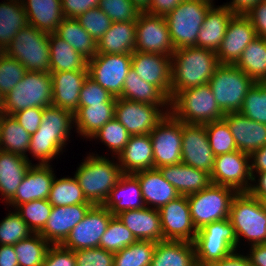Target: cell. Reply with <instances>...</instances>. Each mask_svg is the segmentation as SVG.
Returning a JSON list of instances; mask_svg holds the SVG:
<instances>
[{"mask_svg":"<svg viewBox=\"0 0 266 266\" xmlns=\"http://www.w3.org/2000/svg\"><path fill=\"white\" fill-rule=\"evenodd\" d=\"M73 128L72 112L53 105L45 107L42 122L37 131L31 135L26 159L34 164L28 157L31 155L35 161H38L35 164L51 165L56 157L58 159L59 155L66 152L64 149L71 141L69 139Z\"/></svg>","mask_w":266,"mask_h":266,"instance_id":"cell-1","label":"cell"},{"mask_svg":"<svg viewBox=\"0 0 266 266\" xmlns=\"http://www.w3.org/2000/svg\"><path fill=\"white\" fill-rule=\"evenodd\" d=\"M219 65L212 50L195 46L176 49L171 56V99L179 91L208 83Z\"/></svg>","mask_w":266,"mask_h":266,"instance_id":"cell-2","label":"cell"},{"mask_svg":"<svg viewBox=\"0 0 266 266\" xmlns=\"http://www.w3.org/2000/svg\"><path fill=\"white\" fill-rule=\"evenodd\" d=\"M81 161L73 175L78 180L87 201L93 205H103L110 191L124 174L117 157L110 158L97 152H89Z\"/></svg>","mask_w":266,"mask_h":266,"instance_id":"cell-3","label":"cell"},{"mask_svg":"<svg viewBox=\"0 0 266 266\" xmlns=\"http://www.w3.org/2000/svg\"><path fill=\"white\" fill-rule=\"evenodd\" d=\"M228 219L237 238V250L242 249V240L248 243L246 247L266 243V210L249 192L233 197Z\"/></svg>","mask_w":266,"mask_h":266,"instance_id":"cell-4","label":"cell"},{"mask_svg":"<svg viewBox=\"0 0 266 266\" xmlns=\"http://www.w3.org/2000/svg\"><path fill=\"white\" fill-rule=\"evenodd\" d=\"M170 113L183 123L202 125L225 116L208 83L179 91L170 100Z\"/></svg>","mask_w":266,"mask_h":266,"instance_id":"cell-5","label":"cell"},{"mask_svg":"<svg viewBox=\"0 0 266 266\" xmlns=\"http://www.w3.org/2000/svg\"><path fill=\"white\" fill-rule=\"evenodd\" d=\"M193 243L197 266H209L237 251V238L228 218L197 230Z\"/></svg>","mask_w":266,"mask_h":266,"instance_id":"cell-6","label":"cell"},{"mask_svg":"<svg viewBox=\"0 0 266 266\" xmlns=\"http://www.w3.org/2000/svg\"><path fill=\"white\" fill-rule=\"evenodd\" d=\"M255 81L235 65L220 64L208 82L216 103L224 113L239 112Z\"/></svg>","mask_w":266,"mask_h":266,"instance_id":"cell-7","label":"cell"},{"mask_svg":"<svg viewBox=\"0 0 266 266\" xmlns=\"http://www.w3.org/2000/svg\"><path fill=\"white\" fill-rule=\"evenodd\" d=\"M52 77L48 72L27 71L4 96V112L12 115L30 107L45 108L52 105Z\"/></svg>","mask_w":266,"mask_h":266,"instance_id":"cell-8","label":"cell"},{"mask_svg":"<svg viewBox=\"0 0 266 266\" xmlns=\"http://www.w3.org/2000/svg\"><path fill=\"white\" fill-rule=\"evenodd\" d=\"M49 33L31 25L21 29L4 52L31 72L50 73Z\"/></svg>","mask_w":266,"mask_h":266,"instance_id":"cell-9","label":"cell"},{"mask_svg":"<svg viewBox=\"0 0 266 266\" xmlns=\"http://www.w3.org/2000/svg\"><path fill=\"white\" fill-rule=\"evenodd\" d=\"M211 6L201 0H183L165 16L175 50L196 47L199 30Z\"/></svg>","mask_w":266,"mask_h":266,"instance_id":"cell-10","label":"cell"},{"mask_svg":"<svg viewBox=\"0 0 266 266\" xmlns=\"http://www.w3.org/2000/svg\"><path fill=\"white\" fill-rule=\"evenodd\" d=\"M236 194L232 188L211 183L202 191L188 195L191 220L196 230L228 218L231 202Z\"/></svg>","mask_w":266,"mask_h":266,"instance_id":"cell-11","label":"cell"},{"mask_svg":"<svg viewBox=\"0 0 266 266\" xmlns=\"http://www.w3.org/2000/svg\"><path fill=\"white\" fill-rule=\"evenodd\" d=\"M149 134L155 169L182 163V122L180 120L168 113Z\"/></svg>","mask_w":266,"mask_h":266,"instance_id":"cell-12","label":"cell"},{"mask_svg":"<svg viewBox=\"0 0 266 266\" xmlns=\"http://www.w3.org/2000/svg\"><path fill=\"white\" fill-rule=\"evenodd\" d=\"M168 113L170 106H155L116 98L115 118L130 135L149 134Z\"/></svg>","mask_w":266,"mask_h":266,"instance_id":"cell-13","label":"cell"},{"mask_svg":"<svg viewBox=\"0 0 266 266\" xmlns=\"http://www.w3.org/2000/svg\"><path fill=\"white\" fill-rule=\"evenodd\" d=\"M132 54H97L88 60V76L113 97H120L131 68Z\"/></svg>","mask_w":266,"mask_h":266,"instance_id":"cell-14","label":"cell"},{"mask_svg":"<svg viewBox=\"0 0 266 266\" xmlns=\"http://www.w3.org/2000/svg\"><path fill=\"white\" fill-rule=\"evenodd\" d=\"M210 179L211 183L232 188L237 193L248 192L252 183L250 155L236 150L216 156Z\"/></svg>","mask_w":266,"mask_h":266,"instance_id":"cell-15","label":"cell"},{"mask_svg":"<svg viewBox=\"0 0 266 266\" xmlns=\"http://www.w3.org/2000/svg\"><path fill=\"white\" fill-rule=\"evenodd\" d=\"M135 51L157 53L171 57L172 43L165 16L140 12L136 21Z\"/></svg>","mask_w":266,"mask_h":266,"instance_id":"cell-16","label":"cell"},{"mask_svg":"<svg viewBox=\"0 0 266 266\" xmlns=\"http://www.w3.org/2000/svg\"><path fill=\"white\" fill-rule=\"evenodd\" d=\"M112 217L103 205H93L61 245L73 251L99 247L100 239Z\"/></svg>","mask_w":266,"mask_h":266,"instance_id":"cell-17","label":"cell"},{"mask_svg":"<svg viewBox=\"0 0 266 266\" xmlns=\"http://www.w3.org/2000/svg\"><path fill=\"white\" fill-rule=\"evenodd\" d=\"M215 157L205 125L182 122V163L211 174Z\"/></svg>","mask_w":266,"mask_h":266,"instance_id":"cell-18","label":"cell"},{"mask_svg":"<svg viewBox=\"0 0 266 266\" xmlns=\"http://www.w3.org/2000/svg\"><path fill=\"white\" fill-rule=\"evenodd\" d=\"M158 211L164 240H195L197 230L191 220L187 196H178Z\"/></svg>","mask_w":266,"mask_h":266,"instance_id":"cell-19","label":"cell"},{"mask_svg":"<svg viewBox=\"0 0 266 266\" xmlns=\"http://www.w3.org/2000/svg\"><path fill=\"white\" fill-rule=\"evenodd\" d=\"M257 37L245 14H235L229 21L225 36L216 52L220 64L234 65L243 50Z\"/></svg>","mask_w":266,"mask_h":266,"instance_id":"cell-20","label":"cell"},{"mask_svg":"<svg viewBox=\"0 0 266 266\" xmlns=\"http://www.w3.org/2000/svg\"><path fill=\"white\" fill-rule=\"evenodd\" d=\"M131 67L142 80L156 86L171 100V57L134 51Z\"/></svg>","mask_w":266,"mask_h":266,"instance_id":"cell-21","label":"cell"},{"mask_svg":"<svg viewBox=\"0 0 266 266\" xmlns=\"http://www.w3.org/2000/svg\"><path fill=\"white\" fill-rule=\"evenodd\" d=\"M51 165L32 164L17 188L15 196L6 204V209H16L20 204L33 200L48 199L55 178Z\"/></svg>","mask_w":266,"mask_h":266,"instance_id":"cell-22","label":"cell"},{"mask_svg":"<svg viewBox=\"0 0 266 266\" xmlns=\"http://www.w3.org/2000/svg\"><path fill=\"white\" fill-rule=\"evenodd\" d=\"M92 206L93 204L53 206L48 221L39 234L51 245H61Z\"/></svg>","mask_w":266,"mask_h":266,"instance_id":"cell-23","label":"cell"},{"mask_svg":"<svg viewBox=\"0 0 266 266\" xmlns=\"http://www.w3.org/2000/svg\"><path fill=\"white\" fill-rule=\"evenodd\" d=\"M223 120L229 126L239 151L251 156L266 145V124L253 121L240 112L227 113Z\"/></svg>","mask_w":266,"mask_h":266,"instance_id":"cell-24","label":"cell"},{"mask_svg":"<svg viewBox=\"0 0 266 266\" xmlns=\"http://www.w3.org/2000/svg\"><path fill=\"white\" fill-rule=\"evenodd\" d=\"M52 77V105L73 114L79 108V97L88 71L50 72Z\"/></svg>","mask_w":266,"mask_h":266,"instance_id":"cell-25","label":"cell"},{"mask_svg":"<svg viewBox=\"0 0 266 266\" xmlns=\"http://www.w3.org/2000/svg\"><path fill=\"white\" fill-rule=\"evenodd\" d=\"M134 175L138 178L146 207L159 210L180 196L158 169L142 170Z\"/></svg>","mask_w":266,"mask_h":266,"instance_id":"cell-26","label":"cell"},{"mask_svg":"<svg viewBox=\"0 0 266 266\" xmlns=\"http://www.w3.org/2000/svg\"><path fill=\"white\" fill-rule=\"evenodd\" d=\"M137 240L164 241L159 211L144 207L116 215Z\"/></svg>","mask_w":266,"mask_h":266,"instance_id":"cell-27","label":"cell"},{"mask_svg":"<svg viewBox=\"0 0 266 266\" xmlns=\"http://www.w3.org/2000/svg\"><path fill=\"white\" fill-rule=\"evenodd\" d=\"M157 169L182 196L198 193L211 184L209 173L183 163L166 165Z\"/></svg>","mask_w":266,"mask_h":266,"instance_id":"cell-28","label":"cell"},{"mask_svg":"<svg viewBox=\"0 0 266 266\" xmlns=\"http://www.w3.org/2000/svg\"><path fill=\"white\" fill-rule=\"evenodd\" d=\"M103 206L113 216L127 211L146 207L138 178L134 174H123L110 191Z\"/></svg>","mask_w":266,"mask_h":266,"instance_id":"cell-29","label":"cell"},{"mask_svg":"<svg viewBox=\"0 0 266 266\" xmlns=\"http://www.w3.org/2000/svg\"><path fill=\"white\" fill-rule=\"evenodd\" d=\"M117 160L124 174L154 169L150 134L131 135L125 148L117 156Z\"/></svg>","mask_w":266,"mask_h":266,"instance_id":"cell-30","label":"cell"},{"mask_svg":"<svg viewBox=\"0 0 266 266\" xmlns=\"http://www.w3.org/2000/svg\"><path fill=\"white\" fill-rule=\"evenodd\" d=\"M235 15L222 5H212L207 11L199 30L196 47L217 52L227 30L230 19Z\"/></svg>","mask_w":266,"mask_h":266,"instance_id":"cell-31","label":"cell"},{"mask_svg":"<svg viewBox=\"0 0 266 266\" xmlns=\"http://www.w3.org/2000/svg\"><path fill=\"white\" fill-rule=\"evenodd\" d=\"M32 164L25 157L0 150V197L7 204Z\"/></svg>","mask_w":266,"mask_h":266,"instance_id":"cell-32","label":"cell"},{"mask_svg":"<svg viewBox=\"0 0 266 266\" xmlns=\"http://www.w3.org/2000/svg\"><path fill=\"white\" fill-rule=\"evenodd\" d=\"M28 25L41 31L54 33L64 15L61 0H21Z\"/></svg>","mask_w":266,"mask_h":266,"instance_id":"cell-33","label":"cell"},{"mask_svg":"<svg viewBox=\"0 0 266 266\" xmlns=\"http://www.w3.org/2000/svg\"><path fill=\"white\" fill-rule=\"evenodd\" d=\"M116 102L91 104L79 107L74 113V132L83 139L90 140L96 132L115 117Z\"/></svg>","mask_w":266,"mask_h":266,"instance_id":"cell-34","label":"cell"},{"mask_svg":"<svg viewBox=\"0 0 266 266\" xmlns=\"http://www.w3.org/2000/svg\"><path fill=\"white\" fill-rule=\"evenodd\" d=\"M136 21L112 22L97 42V54H132L135 51Z\"/></svg>","mask_w":266,"mask_h":266,"instance_id":"cell-35","label":"cell"},{"mask_svg":"<svg viewBox=\"0 0 266 266\" xmlns=\"http://www.w3.org/2000/svg\"><path fill=\"white\" fill-rule=\"evenodd\" d=\"M150 266H197L194 243L173 240L156 242Z\"/></svg>","mask_w":266,"mask_h":266,"instance_id":"cell-36","label":"cell"},{"mask_svg":"<svg viewBox=\"0 0 266 266\" xmlns=\"http://www.w3.org/2000/svg\"><path fill=\"white\" fill-rule=\"evenodd\" d=\"M50 72L88 71V59L64 39L49 33Z\"/></svg>","mask_w":266,"mask_h":266,"instance_id":"cell-37","label":"cell"},{"mask_svg":"<svg viewBox=\"0 0 266 266\" xmlns=\"http://www.w3.org/2000/svg\"><path fill=\"white\" fill-rule=\"evenodd\" d=\"M27 25V15L21 0L0 2V52H4L14 36Z\"/></svg>","mask_w":266,"mask_h":266,"instance_id":"cell-38","label":"cell"},{"mask_svg":"<svg viewBox=\"0 0 266 266\" xmlns=\"http://www.w3.org/2000/svg\"><path fill=\"white\" fill-rule=\"evenodd\" d=\"M120 98L155 106H170V100L156 86L142 80L132 67L124 80Z\"/></svg>","mask_w":266,"mask_h":266,"instance_id":"cell-39","label":"cell"},{"mask_svg":"<svg viewBox=\"0 0 266 266\" xmlns=\"http://www.w3.org/2000/svg\"><path fill=\"white\" fill-rule=\"evenodd\" d=\"M234 65L255 82H266V39L257 36Z\"/></svg>","mask_w":266,"mask_h":266,"instance_id":"cell-40","label":"cell"},{"mask_svg":"<svg viewBox=\"0 0 266 266\" xmlns=\"http://www.w3.org/2000/svg\"><path fill=\"white\" fill-rule=\"evenodd\" d=\"M54 33L88 60L97 53V42L80 25L76 18L64 17Z\"/></svg>","mask_w":266,"mask_h":266,"instance_id":"cell-41","label":"cell"},{"mask_svg":"<svg viewBox=\"0 0 266 266\" xmlns=\"http://www.w3.org/2000/svg\"><path fill=\"white\" fill-rule=\"evenodd\" d=\"M31 135L12 115L0 117V150L26 158Z\"/></svg>","mask_w":266,"mask_h":266,"instance_id":"cell-42","label":"cell"},{"mask_svg":"<svg viewBox=\"0 0 266 266\" xmlns=\"http://www.w3.org/2000/svg\"><path fill=\"white\" fill-rule=\"evenodd\" d=\"M55 178L51 185L48 201L52 206L92 204L87 201L75 176Z\"/></svg>","mask_w":266,"mask_h":266,"instance_id":"cell-43","label":"cell"},{"mask_svg":"<svg viewBox=\"0 0 266 266\" xmlns=\"http://www.w3.org/2000/svg\"><path fill=\"white\" fill-rule=\"evenodd\" d=\"M14 246L19 266H43L49 247L51 246L39 233L20 240Z\"/></svg>","mask_w":266,"mask_h":266,"instance_id":"cell-44","label":"cell"},{"mask_svg":"<svg viewBox=\"0 0 266 266\" xmlns=\"http://www.w3.org/2000/svg\"><path fill=\"white\" fill-rule=\"evenodd\" d=\"M156 242L137 240L114 253L113 266H150Z\"/></svg>","mask_w":266,"mask_h":266,"instance_id":"cell-45","label":"cell"},{"mask_svg":"<svg viewBox=\"0 0 266 266\" xmlns=\"http://www.w3.org/2000/svg\"><path fill=\"white\" fill-rule=\"evenodd\" d=\"M130 134L127 129L114 117L108 121L96 134H94L90 141H98L103 143L108 149L111 157H117L125 148Z\"/></svg>","mask_w":266,"mask_h":266,"instance_id":"cell-46","label":"cell"},{"mask_svg":"<svg viewBox=\"0 0 266 266\" xmlns=\"http://www.w3.org/2000/svg\"><path fill=\"white\" fill-rule=\"evenodd\" d=\"M137 241L133 233L119 220L113 216L102 235L99 247L106 251L116 253Z\"/></svg>","mask_w":266,"mask_h":266,"instance_id":"cell-47","label":"cell"},{"mask_svg":"<svg viewBox=\"0 0 266 266\" xmlns=\"http://www.w3.org/2000/svg\"><path fill=\"white\" fill-rule=\"evenodd\" d=\"M52 207L47 199H39L20 204L15 211L33 233H40L48 221Z\"/></svg>","mask_w":266,"mask_h":266,"instance_id":"cell-48","label":"cell"},{"mask_svg":"<svg viewBox=\"0 0 266 266\" xmlns=\"http://www.w3.org/2000/svg\"><path fill=\"white\" fill-rule=\"evenodd\" d=\"M8 210L10 211L8 214L6 213L7 216L5 215L0 221V245H15L33 234V231L14 209Z\"/></svg>","mask_w":266,"mask_h":266,"instance_id":"cell-49","label":"cell"},{"mask_svg":"<svg viewBox=\"0 0 266 266\" xmlns=\"http://www.w3.org/2000/svg\"><path fill=\"white\" fill-rule=\"evenodd\" d=\"M239 112L253 121L266 124V82L254 83Z\"/></svg>","mask_w":266,"mask_h":266,"instance_id":"cell-50","label":"cell"},{"mask_svg":"<svg viewBox=\"0 0 266 266\" xmlns=\"http://www.w3.org/2000/svg\"><path fill=\"white\" fill-rule=\"evenodd\" d=\"M204 125L210 147L215 156L232 153L238 150L229 126L223 119Z\"/></svg>","mask_w":266,"mask_h":266,"instance_id":"cell-51","label":"cell"},{"mask_svg":"<svg viewBox=\"0 0 266 266\" xmlns=\"http://www.w3.org/2000/svg\"><path fill=\"white\" fill-rule=\"evenodd\" d=\"M26 68L15 58L0 52V93L5 96L23 79Z\"/></svg>","mask_w":266,"mask_h":266,"instance_id":"cell-52","label":"cell"},{"mask_svg":"<svg viewBox=\"0 0 266 266\" xmlns=\"http://www.w3.org/2000/svg\"><path fill=\"white\" fill-rule=\"evenodd\" d=\"M76 19L96 42L108 31L112 23L99 7L87 10Z\"/></svg>","mask_w":266,"mask_h":266,"instance_id":"cell-53","label":"cell"},{"mask_svg":"<svg viewBox=\"0 0 266 266\" xmlns=\"http://www.w3.org/2000/svg\"><path fill=\"white\" fill-rule=\"evenodd\" d=\"M98 7L112 22L137 21L140 11L130 0H100Z\"/></svg>","mask_w":266,"mask_h":266,"instance_id":"cell-54","label":"cell"},{"mask_svg":"<svg viewBox=\"0 0 266 266\" xmlns=\"http://www.w3.org/2000/svg\"><path fill=\"white\" fill-rule=\"evenodd\" d=\"M106 102H116V97H113L108 90L102 88L91 77L87 76L80 91L79 107Z\"/></svg>","mask_w":266,"mask_h":266,"instance_id":"cell-55","label":"cell"},{"mask_svg":"<svg viewBox=\"0 0 266 266\" xmlns=\"http://www.w3.org/2000/svg\"><path fill=\"white\" fill-rule=\"evenodd\" d=\"M76 266H113L114 253L103 248H88L74 251Z\"/></svg>","mask_w":266,"mask_h":266,"instance_id":"cell-56","label":"cell"},{"mask_svg":"<svg viewBox=\"0 0 266 266\" xmlns=\"http://www.w3.org/2000/svg\"><path fill=\"white\" fill-rule=\"evenodd\" d=\"M43 266H76L74 251L64 248L62 245H51Z\"/></svg>","mask_w":266,"mask_h":266,"instance_id":"cell-57","label":"cell"},{"mask_svg":"<svg viewBox=\"0 0 266 266\" xmlns=\"http://www.w3.org/2000/svg\"><path fill=\"white\" fill-rule=\"evenodd\" d=\"M43 109L44 108L30 107L16 112L12 114V116L30 135H32L37 131L42 122Z\"/></svg>","mask_w":266,"mask_h":266,"instance_id":"cell-58","label":"cell"},{"mask_svg":"<svg viewBox=\"0 0 266 266\" xmlns=\"http://www.w3.org/2000/svg\"><path fill=\"white\" fill-rule=\"evenodd\" d=\"M245 15L251 21L256 35L266 39V0L259 1Z\"/></svg>","mask_w":266,"mask_h":266,"instance_id":"cell-59","label":"cell"},{"mask_svg":"<svg viewBox=\"0 0 266 266\" xmlns=\"http://www.w3.org/2000/svg\"><path fill=\"white\" fill-rule=\"evenodd\" d=\"M100 0H61L63 15L66 18H77L91 8L98 7Z\"/></svg>","mask_w":266,"mask_h":266,"instance_id":"cell-60","label":"cell"},{"mask_svg":"<svg viewBox=\"0 0 266 266\" xmlns=\"http://www.w3.org/2000/svg\"><path fill=\"white\" fill-rule=\"evenodd\" d=\"M183 0H151L149 8L145 11L149 14L166 16Z\"/></svg>","mask_w":266,"mask_h":266,"instance_id":"cell-61","label":"cell"},{"mask_svg":"<svg viewBox=\"0 0 266 266\" xmlns=\"http://www.w3.org/2000/svg\"><path fill=\"white\" fill-rule=\"evenodd\" d=\"M244 251V248L241 250H237L231 255L221 260L215 261L209 266H252L251 262L249 261L248 257ZM241 252V253H240Z\"/></svg>","mask_w":266,"mask_h":266,"instance_id":"cell-62","label":"cell"},{"mask_svg":"<svg viewBox=\"0 0 266 266\" xmlns=\"http://www.w3.org/2000/svg\"><path fill=\"white\" fill-rule=\"evenodd\" d=\"M245 253L252 266H266V243L249 246Z\"/></svg>","mask_w":266,"mask_h":266,"instance_id":"cell-63","label":"cell"},{"mask_svg":"<svg viewBox=\"0 0 266 266\" xmlns=\"http://www.w3.org/2000/svg\"><path fill=\"white\" fill-rule=\"evenodd\" d=\"M252 183L249 193L252 196L266 195V172H251Z\"/></svg>","mask_w":266,"mask_h":266,"instance_id":"cell-64","label":"cell"},{"mask_svg":"<svg viewBox=\"0 0 266 266\" xmlns=\"http://www.w3.org/2000/svg\"><path fill=\"white\" fill-rule=\"evenodd\" d=\"M251 172H266V145L250 156Z\"/></svg>","mask_w":266,"mask_h":266,"instance_id":"cell-65","label":"cell"},{"mask_svg":"<svg viewBox=\"0 0 266 266\" xmlns=\"http://www.w3.org/2000/svg\"><path fill=\"white\" fill-rule=\"evenodd\" d=\"M0 266H19L13 245H0Z\"/></svg>","mask_w":266,"mask_h":266,"instance_id":"cell-66","label":"cell"},{"mask_svg":"<svg viewBox=\"0 0 266 266\" xmlns=\"http://www.w3.org/2000/svg\"><path fill=\"white\" fill-rule=\"evenodd\" d=\"M259 1L261 0H230L223 5L235 14H246Z\"/></svg>","mask_w":266,"mask_h":266,"instance_id":"cell-67","label":"cell"},{"mask_svg":"<svg viewBox=\"0 0 266 266\" xmlns=\"http://www.w3.org/2000/svg\"><path fill=\"white\" fill-rule=\"evenodd\" d=\"M140 12H145L149 8L151 0H130Z\"/></svg>","mask_w":266,"mask_h":266,"instance_id":"cell-68","label":"cell"},{"mask_svg":"<svg viewBox=\"0 0 266 266\" xmlns=\"http://www.w3.org/2000/svg\"><path fill=\"white\" fill-rule=\"evenodd\" d=\"M5 115L4 112V96L0 93V117Z\"/></svg>","mask_w":266,"mask_h":266,"instance_id":"cell-69","label":"cell"},{"mask_svg":"<svg viewBox=\"0 0 266 266\" xmlns=\"http://www.w3.org/2000/svg\"><path fill=\"white\" fill-rule=\"evenodd\" d=\"M259 199L262 207L266 210V195L265 196H253Z\"/></svg>","mask_w":266,"mask_h":266,"instance_id":"cell-70","label":"cell"},{"mask_svg":"<svg viewBox=\"0 0 266 266\" xmlns=\"http://www.w3.org/2000/svg\"><path fill=\"white\" fill-rule=\"evenodd\" d=\"M201 1L207 2V3L211 4V5H214L215 4V1L214 0H201Z\"/></svg>","mask_w":266,"mask_h":266,"instance_id":"cell-71","label":"cell"}]
</instances>
